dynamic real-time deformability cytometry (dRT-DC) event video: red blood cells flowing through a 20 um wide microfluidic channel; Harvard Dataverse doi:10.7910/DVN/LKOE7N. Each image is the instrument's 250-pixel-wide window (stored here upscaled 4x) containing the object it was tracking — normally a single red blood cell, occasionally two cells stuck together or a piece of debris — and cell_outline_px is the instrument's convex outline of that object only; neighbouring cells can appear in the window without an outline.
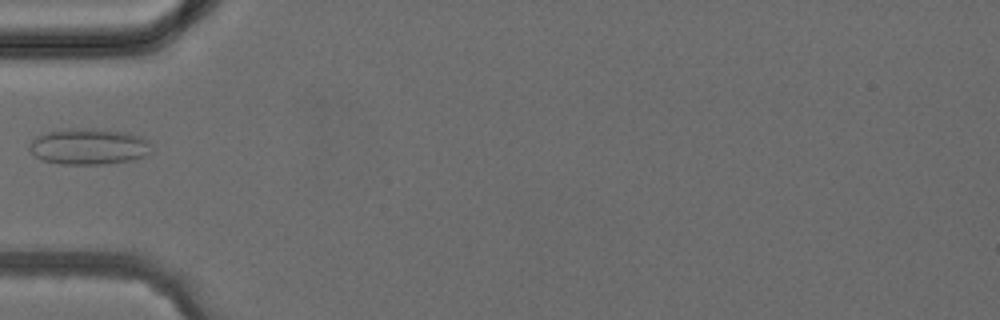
{"species": "common noctule bat (a hibernating species)", "species_latin": "Nyctalus noctula", "temperature_condition": "cold", "stored_images_in_passage": 2, "camera_frame_rate_fps": 3000, "um_per_image_px": 0.085, "animal": {"sex": "female", "body_mass_g": 24.6, "forearm_length_mm": 56.2}, "frame": {"image": 1, "passage_image": 1, "time_ms": 0.0, "image_size_px": [1000, 320], "cell_outline_px": [[152, 152], [136, 160], [104, 164], [60, 164], [40, 160], [28, 148], [28, 144], [36, 136], [48, 132], [68, 128], [92, 128], [124, 132], [140, 136], [148, 140]], "centroid_in_image_um": [7.54, 12.46], "position_along_channel_um": 77.5, "area_um2": 25.95}}